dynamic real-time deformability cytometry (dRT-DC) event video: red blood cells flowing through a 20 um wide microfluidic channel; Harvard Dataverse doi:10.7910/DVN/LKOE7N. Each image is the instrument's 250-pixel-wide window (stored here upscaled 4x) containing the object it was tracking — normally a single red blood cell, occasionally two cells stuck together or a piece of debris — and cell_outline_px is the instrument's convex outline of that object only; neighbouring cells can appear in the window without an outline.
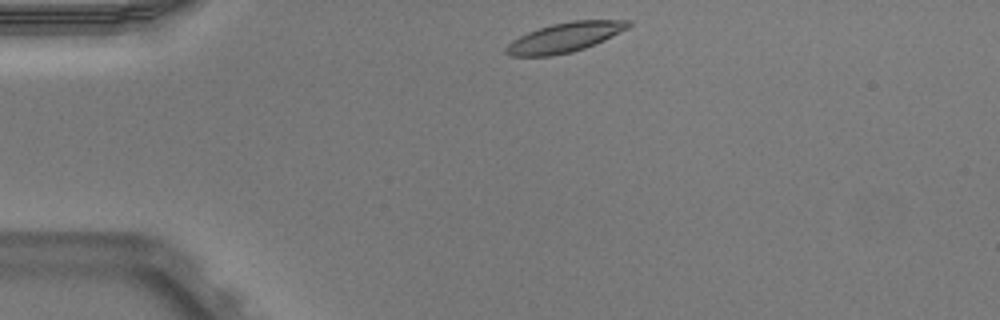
{"species": "Egyptian fruit bat (a non-hibernating species)", "species_latin": "Rousettus aegyptiacus", "temperature_condition": "warm", "stored_images_in_passage": 42, "camera_frame_rate_fps": 3000, "um_per_image_px": 0.085, "animal": {"sex": "male"}, "frame": {"image": 1, "passage_image": 1, "time_ms": 0.0, "image_size_px": [1000, 320], "cell_outline_px": [[632, 24], [628, 28], [604, 40], [584, 48], [572, 52], [552, 56], [508, 56], [504, 52], [504, 48], [512, 40], [528, 32], [552, 24], [572, 20], [632, 20]], "centroid_in_image_um": [47.99, 3.18], "position_along_channel_um": 37.0, "area_um2": 21.1}}
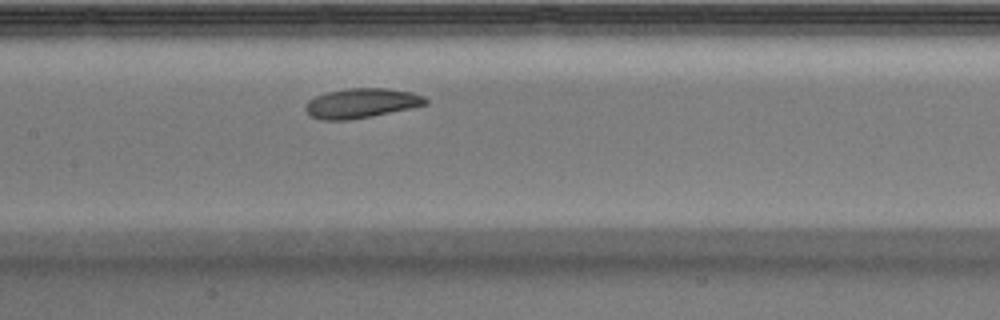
{"frame": {"image": 2, "passage_image": 15, "time_ms": 4.667, "image_size_px": [1000, 320], "cell_outline_px": [[428, 104], [412, 108], [372, 116], [348, 120], [324, 120], [312, 116], [304, 108], [308, 100], [316, 96], [328, 92], [348, 88], [388, 88], [412, 92], [424, 96], [428, 100]], "centroid_in_image_um": [30.76, 8.76], "position_along_channel_um": 176.6, "area_um2": 20.75}}
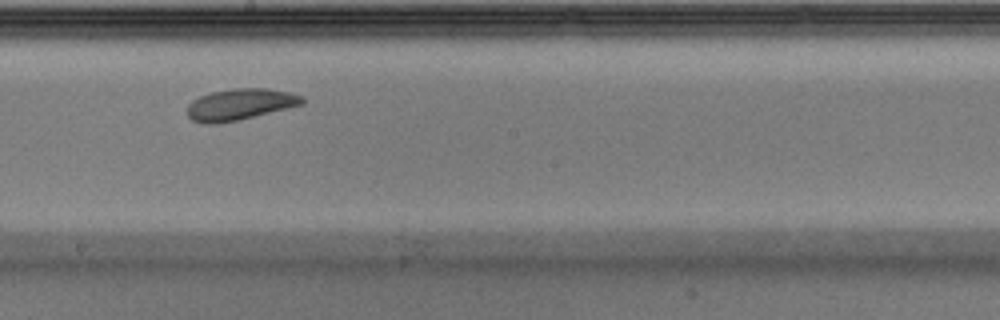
{"frame": {"image": 3, "passage_image": 19, "time_ms": 6.0, "image_size_px": [1000, 320], "cell_outline_px": [[304, 104], [240, 120], [216, 124], [204, 124], [192, 120], [188, 116], [188, 104], [192, 100], [200, 96], [212, 92], [232, 88], [264, 88], [288, 92], [304, 96]], "centroid_in_image_um": [20.4, 8.88], "position_along_channel_um": 227.8, "area_um2": 21.1}, "authors_computed_cell_mechanics": {"area_um2": 21.1837, "velocity_mm_per_s": 3.8537, "shape_relaxation_time_tau1_ms": 2.5912, "shape_relaxation_time_tau2_ms": 5.3196, "deformation_change_tau1": 0.0804, "deformation_change_tau2": 0.1339}}